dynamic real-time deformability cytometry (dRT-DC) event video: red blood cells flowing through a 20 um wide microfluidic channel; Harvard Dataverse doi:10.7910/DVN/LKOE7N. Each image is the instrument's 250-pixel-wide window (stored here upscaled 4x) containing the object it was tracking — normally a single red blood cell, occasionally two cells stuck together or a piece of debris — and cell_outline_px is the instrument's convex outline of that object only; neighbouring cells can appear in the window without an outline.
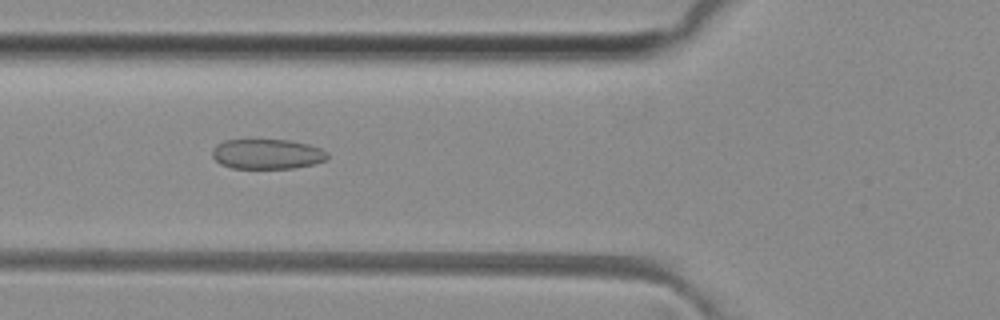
{"species": "common noctule bat (a hibernating species)", "species_latin": "Nyctalus noctula", "temperature_condition": "room temperature", "stored_images_in_passage": 45, "camera_frame_rate_fps": 3000, "um_per_image_px": 0.085, "animal": {"sex": "female", "body_mass_g": 29.2, "forearm_length_mm": 56.3}, "frame": {"image": 1, "passage_image": 18, "time_ms": 5.667, "image_size_px": [1000, 320], "cell_outline_px": [[328, 160], [312, 164], [292, 168], [232, 168], [220, 164], [212, 156], [212, 148], [216, 144], [224, 140], [288, 140], [308, 144], [320, 148], [328, 152]], "centroid_in_image_um": [22.7, 13.09], "position_along_channel_um": 103.1, "area_um2": 20.17}}
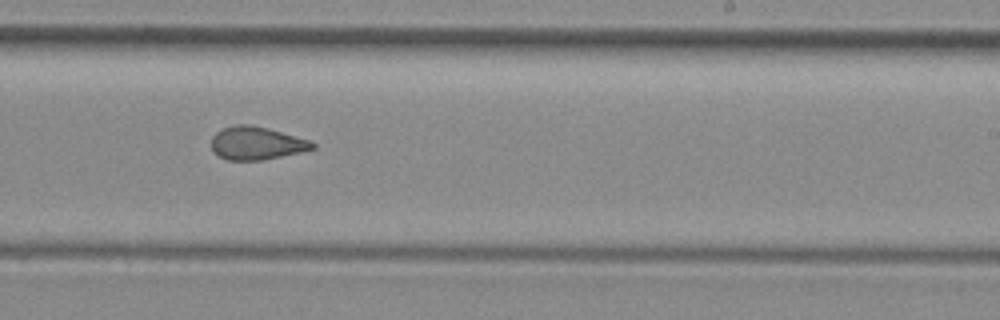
{"frame": {"image": 2, "passage_image": 30, "time_ms": 9.667, "image_size_px": [1000, 320], "cell_outline_px": [[316, 148], [300, 152], [260, 160], [228, 160], [216, 156], [212, 148], [212, 136], [216, 132], [224, 128], [236, 124], [248, 124], [268, 128], [312, 140], [316, 144]], "centroid_in_image_um": [21.81, 12.17], "position_along_channel_um": 267.2, "area_um2": 19.54}}
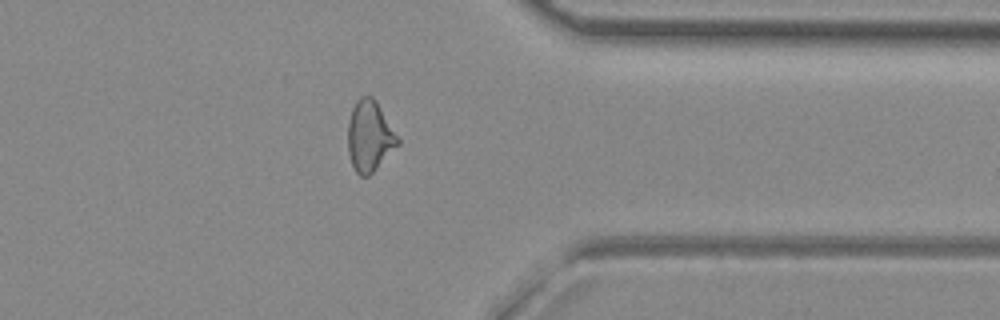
{"frame": {"image": 3, "passage_image": 39, "time_ms": 12.667, "image_size_px": [1000, 320], "cell_outline_px": [[400, 144], [368, 176], [360, 176], [356, 172], [352, 164], [348, 152], [348, 120], [352, 108], [356, 100], [360, 96], [372, 96], [376, 100], [400, 140]], "centroid_in_image_um": [31.41, 11.55], "position_along_channel_um": 380.0, "area_um2": 20.52}}